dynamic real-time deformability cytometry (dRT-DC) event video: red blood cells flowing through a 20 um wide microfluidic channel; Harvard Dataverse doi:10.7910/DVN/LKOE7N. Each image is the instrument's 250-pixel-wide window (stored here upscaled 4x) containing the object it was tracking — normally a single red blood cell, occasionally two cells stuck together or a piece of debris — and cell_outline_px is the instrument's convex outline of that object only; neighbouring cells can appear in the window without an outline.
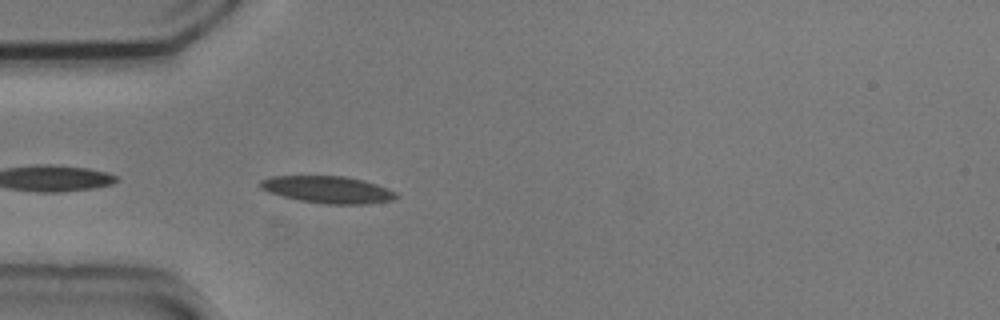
{"species": "common noctule bat (a hibernating species)", "species_latin": "Nyctalus noctula", "temperature_condition": "cold", "stored_images_in_passage": 5, "camera_frame_rate_fps": 3000, "um_per_image_px": 0.085, "animal": {"sex": "male", "body_mass_g": 20.5, "forearm_length_mm": 52.5}, "frame": {"image": 1, "passage_image": 5, "time_ms": 1.333, "image_size_px": [1000, 320], "cell_outline_px": [[400, 196], [396, 200], [368, 204], [324, 204], [300, 200], [268, 192], [260, 188], [260, 180], [272, 176], [344, 176], [364, 180], [388, 188], [396, 192]], "centroid_in_image_um": [27.92, 16.12], "position_along_channel_um": 57.1, "area_um2": 21.56}}